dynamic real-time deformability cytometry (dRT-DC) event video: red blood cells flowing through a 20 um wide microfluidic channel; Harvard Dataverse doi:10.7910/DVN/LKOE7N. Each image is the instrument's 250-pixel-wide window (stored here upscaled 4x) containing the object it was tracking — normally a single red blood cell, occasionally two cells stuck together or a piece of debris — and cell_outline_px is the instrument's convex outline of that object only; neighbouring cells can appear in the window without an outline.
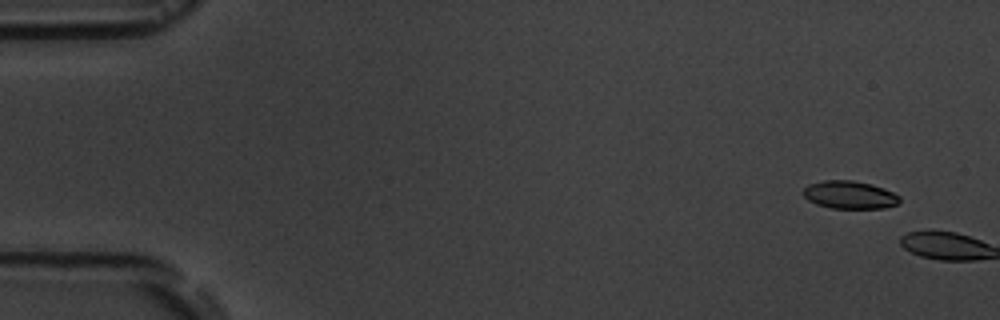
{"species": "common noctule bat (a hibernating species)", "species_latin": "Nyctalus noctula", "temperature_condition": "room temperature", "stored_images_in_passage": 2, "camera_frame_rate_fps": 3000, "um_per_image_px": 0.085, "animal": {"sex": "male", "body_mass_g": 19.5, "forearm_length_mm": 54.6}, "frame": {"image": 1, "passage_image": 1, "time_ms": 0.0, "image_size_px": [1000, 320], "cell_outline_px": [[900, 200], [896, 204], [884, 208], [832, 208], [816, 204], [808, 200], [800, 192], [808, 184], [824, 180], [852, 180], [872, 184], [884, 188], [900, 196]], "centroid_in_image_um": [72.18, 16.55], "position_along_channel_um": 12.8, "area_um2": 15.72}}